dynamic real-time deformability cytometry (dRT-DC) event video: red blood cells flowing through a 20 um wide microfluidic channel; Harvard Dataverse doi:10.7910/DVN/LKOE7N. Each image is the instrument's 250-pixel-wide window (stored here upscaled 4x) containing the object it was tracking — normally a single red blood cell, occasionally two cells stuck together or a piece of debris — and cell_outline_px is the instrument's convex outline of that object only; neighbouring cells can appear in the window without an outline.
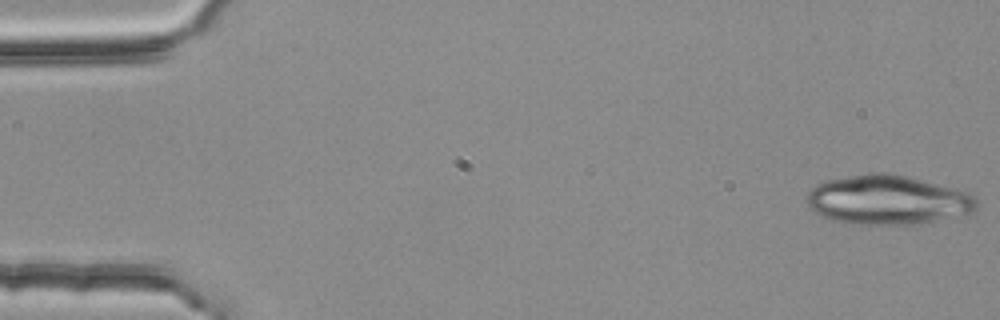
{"species": "common noctule bat (a hibernating species)", "species_latin": "Nyctalus noctula", "temperature_condition": "room temperature", "stored_images_in_passage": 35, "segment_of_instrument_passage": [1, 2], "camera_frame_rate_fps": 3000, "um_per_image_px": 0.085, "animal": {"sex": "female", "body_mass_g": 25.1}, "frame": {"image": 1, "passage_image": 1, "time_ms": 0.0, "image_size_px": [1000, 320], "cell_outline_px": [[980, 204], [976, 212], [916, 224], [852, 224], [832, 220], [812, 212], [808, 208], [808, 192], [816, 184], [828, 180], [868, 172], [888, 172], [972, 192], [980, 200]], "centroid_in_image_um": [75.5, 16.99], "position_along_channel_um": 9.5, "area_um2": 49.3}}